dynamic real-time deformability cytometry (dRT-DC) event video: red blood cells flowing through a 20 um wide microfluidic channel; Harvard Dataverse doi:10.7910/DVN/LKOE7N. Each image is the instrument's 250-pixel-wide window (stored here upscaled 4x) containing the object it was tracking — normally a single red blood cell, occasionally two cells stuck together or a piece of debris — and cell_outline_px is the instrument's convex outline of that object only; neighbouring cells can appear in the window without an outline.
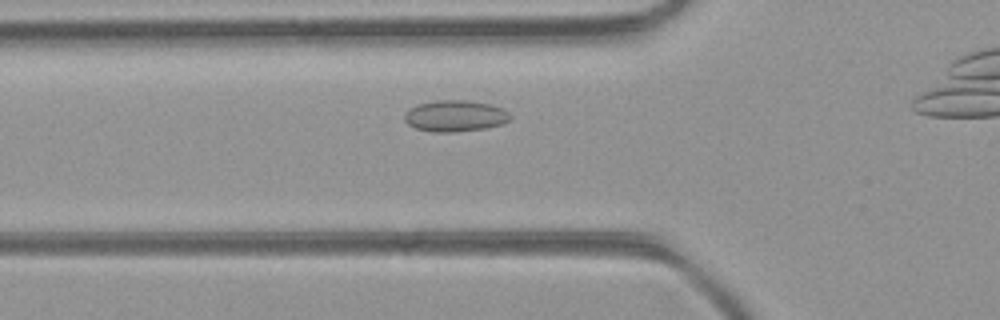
{"species": "common noctule bat (a hibernating species)", "species_latin": "Nyctalus noctula", "temperature_condition": "room temperature", "stored_images_in_passage": 26, "camera_frame_rate_fps": 3000, "um_per_image_px": 0.085, "animal": {"sex": "female", "body_mass_g": 21.9}, "frame": {"image": 1, "passage_image": 4, "time_ms": 1.0, "image_size_px": [1000, 320], "cell_outline_px": [[512, 116], [504, 124], [484, 128], [452, 132], [436, 132], [416, 128], [408, 124], [404, 120], [404, 116], [412, 108], [420, 104], [436, 100], [464, 100], [488, 104], [504, 108]], "centroid_in_image_um": [38.73, 9.85], "position_along_channel_um": 87.1, "area_um2": 19.02}}
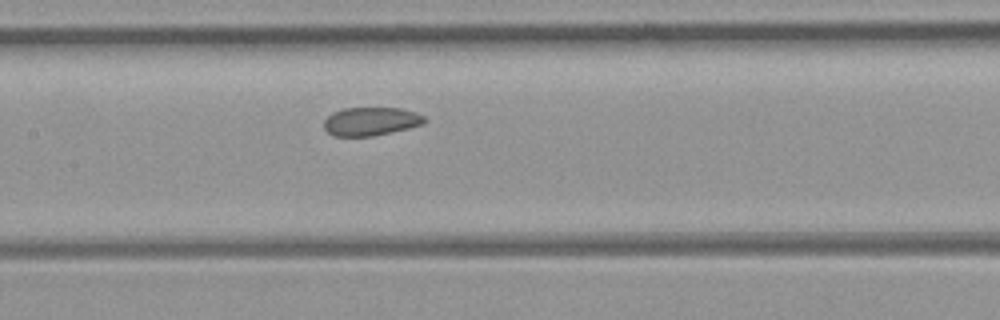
{"frame": {"image": 2, "passage_image": 10, "time_ms": 3.0, "image_size_px": [1000, 320], "cell_outline_px": [[424, 124], [408, 128], [372, 136], [332, 136], [324, 128], [324, 120], [332, 112], [344, 108], [404, 108], [416, 112], [424, 116]], "centroid_in_image_um": [31.51, 10.31], "position_along_channel_um": 175.9, "area_um2": 16.65}}
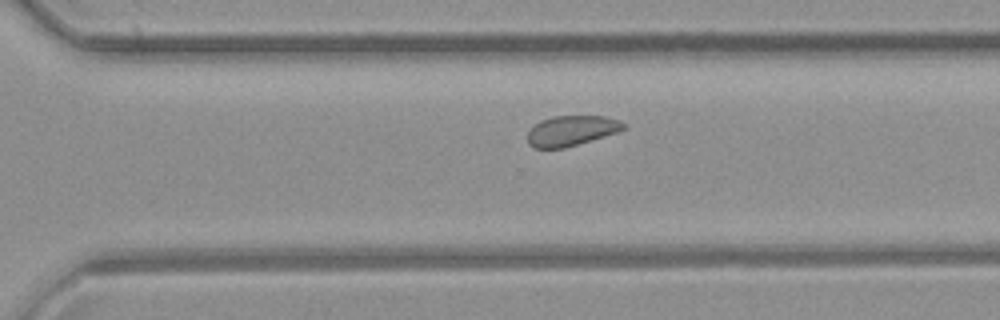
{"frame": {"image": 3, "passage_image": 20, "time_ms": 6.333, "image_size_px": [1000, 320], "cell_outline_px": [[628, 124], [624, 128], [616, 132], [564, 148], [532, 148], [528, 144], [528, 132], [540, 120], [552, 116], [604, 116], [620, 120]], "centroid_in_image_um": [48.56, 11.1], "position_along_channel_um": 322.0, "area_um2": 16.76}}